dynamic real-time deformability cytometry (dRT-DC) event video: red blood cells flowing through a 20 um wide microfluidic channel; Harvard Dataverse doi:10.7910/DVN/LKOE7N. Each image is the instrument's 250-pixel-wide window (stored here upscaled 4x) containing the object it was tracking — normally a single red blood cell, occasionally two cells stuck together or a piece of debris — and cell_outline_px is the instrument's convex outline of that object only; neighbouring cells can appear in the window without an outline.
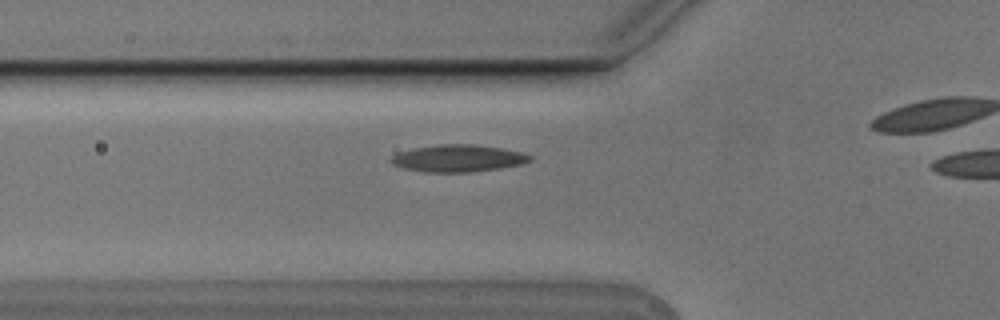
{"species": "Egyptian fruit bat (a non-hibernating species)", "species_latin": "Rousettus aegyptiacus", "temperature_condition": "cold", "stored_images_in_passage": 6, "camera_frame_rate_fps": 3000, "um_per_image_px": 0.085, "animal": {"sex": "male"}, "frame": {"image": 1, "passage_image": 5, "time_ms": 1.333, "image_size_px": [1000, 320], "cell_outline_px": [[532, 160], [520, 164], [472, 172], [424, 172], [404, 168], [392, 164], [388, 160], [396, 152], [412, 148], [440, 144], [472, 144], [500, 148], [520, 152], [532, 156]], "centroid_in_image_um": [38.85, 13.45], "position_along_channel_um": 86.9, "area_um2": 21.85}}